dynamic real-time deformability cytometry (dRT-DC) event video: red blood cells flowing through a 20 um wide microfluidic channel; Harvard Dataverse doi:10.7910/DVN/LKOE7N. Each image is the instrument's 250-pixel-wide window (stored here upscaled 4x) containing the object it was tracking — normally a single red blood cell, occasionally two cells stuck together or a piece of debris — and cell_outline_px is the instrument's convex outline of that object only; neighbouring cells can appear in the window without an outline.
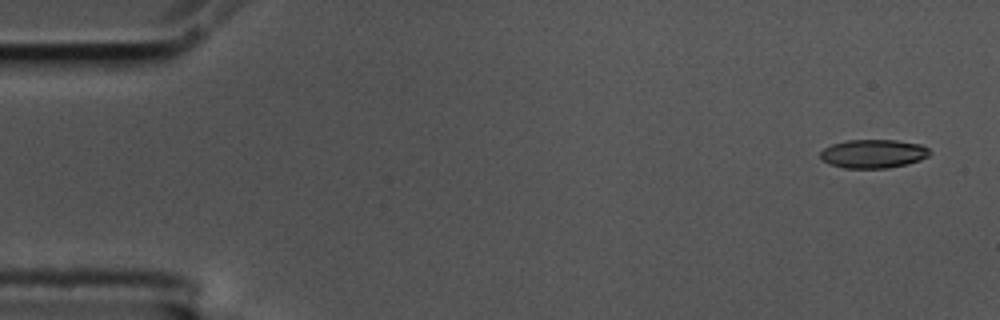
{"species": "common noctule bat (a hibernating species)", "species_latin": "Nyctalus noctula", "temperature_condition": "cold", "stored_images_in_passage": 4, "camera_frame_rate_fps": 3000, "um_per_image_px": 0.085, "animal": {"sex": "male", "body_mass_g": 17.5, "forearm_length_mm": 52.3}, "frame": {"image": 1, "passage_image": 1, "time_ms": 0.0, "image_size_px": [1000, 320], "cell_outline_px": [[932, 152], [928, 156], [920, 160], [908, 164], [888, 168], [844, 168], [828, 164], [820, 160], [820, 152], [824, 148], [832, 144], [848, 140], [896, 140], [920, 144], [928, 148]], "centroid_in_image_um": [74.22, 13.07], "position_along_channel_um": 10.8, "area_um2": 18.44}}
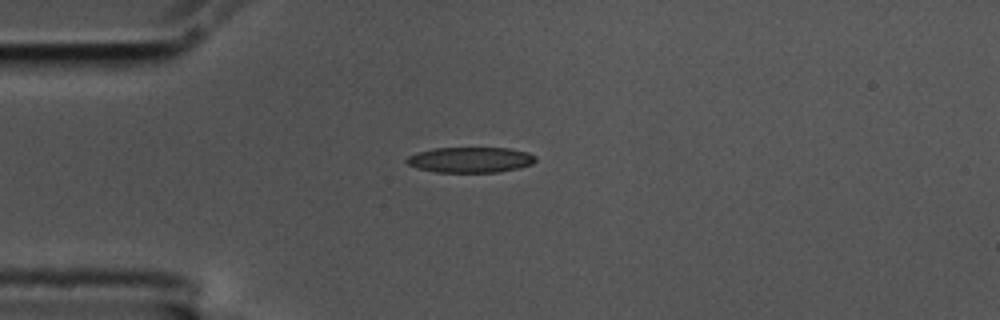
{"frame": {"image": 2, "passage_image": 4, "time_ms": 1.0, "image_size_px": [1000, 320], "cell_outline_px": [[536, 160], [532, 164], [520, 168], [496, 172], [436, 172], [416, 168], [408, 164], [404, 160], [408, 156], [416, 152], [436, 148], [508, 148], [528, 152], [536, 156]], "centroid_in_image_um": [39.98, 13.58], "position_along_channel_um": 45.0, "area_um2": 19.25}}